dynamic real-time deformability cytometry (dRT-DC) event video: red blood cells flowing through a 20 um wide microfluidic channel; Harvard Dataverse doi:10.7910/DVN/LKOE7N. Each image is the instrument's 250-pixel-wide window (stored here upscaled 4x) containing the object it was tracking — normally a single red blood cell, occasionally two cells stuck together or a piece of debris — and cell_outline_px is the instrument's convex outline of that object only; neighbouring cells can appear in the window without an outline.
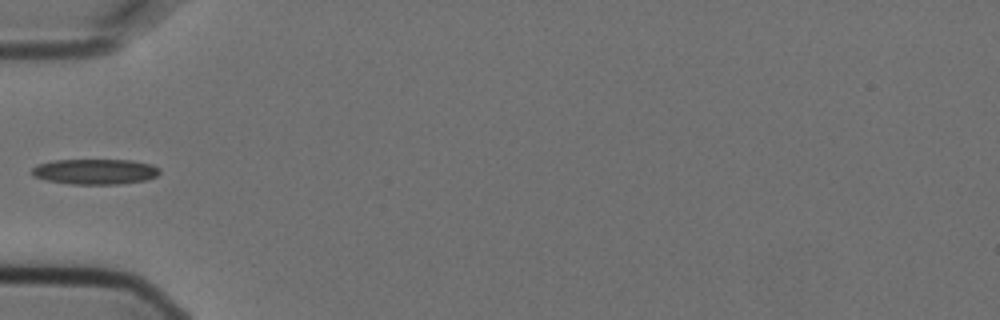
{"species": "Egyptian fruit bat (a non-hibernating species)", "species_latin": "Rousettus aegyptiacus", "temperature_condition": "cold", "stored_images_in_passage": 6, "camera_frame_rate_fps": 3000, "um_per_image_px": 0.085, "animal": {"sex": "female"}, "frame": {"image": 1, "passage_image": 5, "time_ms": 1.333, "image_size_px": [1000, 320], "cell_outline_px": [[160, 172], [156, 176], [148, 180], [120, 184], [72, 184], [44, 180], [32, 176], [32, 168], [36, 164], [52, 160], [132, 160], [152, 164], [160, 168]], "centroid_in_image_um": [8.08, 14.58], "position_along_channel_um": 76.9, "area_um2": 19.19}}
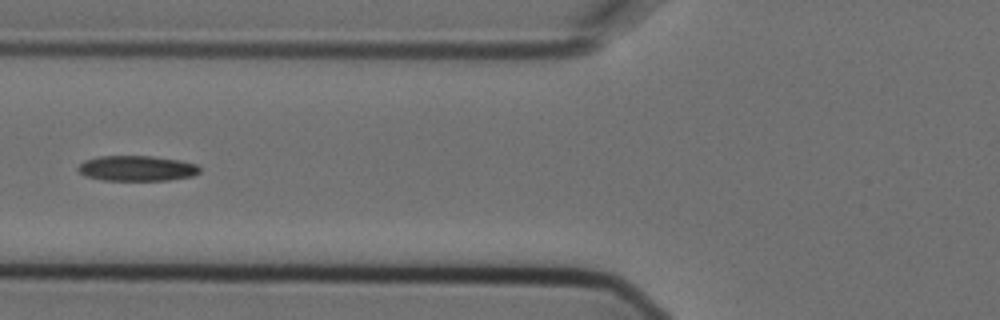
{"frame": {"image": 2, "passage_image": 6, "time_ms": 1.667, "image_size_px": [1000, 320], "cell_outline_px": [[200, 172], [192, 176], [168, 180], [104, 180], [84, 176], [76, 168], [84, 160], [96, 156], [152, 156], [180, 160], [196, 164], [200, 168]], "centroid_in_image_um": [11.61, 14.3], "position_along_channel_um": 114.2, "area_um2": 18.03}}